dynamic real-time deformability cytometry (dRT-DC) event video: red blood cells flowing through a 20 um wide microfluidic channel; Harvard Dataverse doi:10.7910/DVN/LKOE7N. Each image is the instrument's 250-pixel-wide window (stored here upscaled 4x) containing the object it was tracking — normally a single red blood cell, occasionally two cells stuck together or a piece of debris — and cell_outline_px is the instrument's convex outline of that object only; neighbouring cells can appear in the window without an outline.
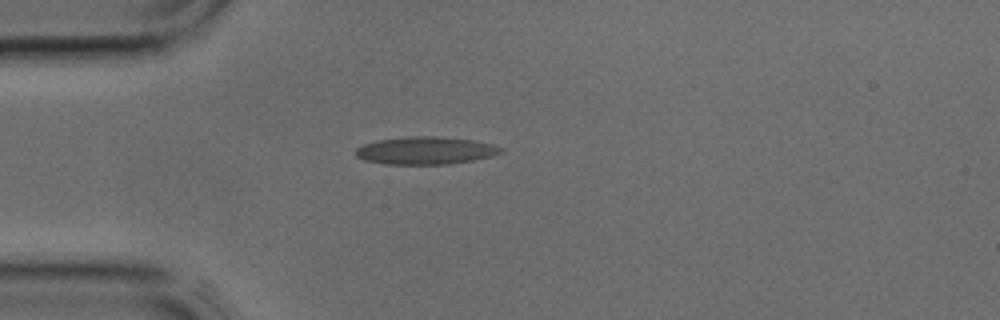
{"species": "common noctule bat (a hibernating species)", "species_latin": "Nyctalus noctula", "temperature_condition": "cold", "stored_images_in_passage": 1, "camera_frame_rate_fps": 3000, "um_per_image_px": 0.085, "animal": {"sex": "male", "body_mass_g": 17.9, "forearm_length_mm": 54.2}, "frame": {"image": 1, "passage_image": 1, "time_ms": 0.0, "image_size_px": [1000, 320], "cell_outline_px": [[504, 152], [472, 160], [448, 164], [384, 164], [364, 160], [356, 156], [356, 148], [364, 144], [376, 140], [412, 136], [436, 136], [472, 140], [492, 144], [504, 148]], "centroid_in_image_um": [36.15, 12.79], "position_along_channel_um": 48.9, "area_um2": 23.24}}